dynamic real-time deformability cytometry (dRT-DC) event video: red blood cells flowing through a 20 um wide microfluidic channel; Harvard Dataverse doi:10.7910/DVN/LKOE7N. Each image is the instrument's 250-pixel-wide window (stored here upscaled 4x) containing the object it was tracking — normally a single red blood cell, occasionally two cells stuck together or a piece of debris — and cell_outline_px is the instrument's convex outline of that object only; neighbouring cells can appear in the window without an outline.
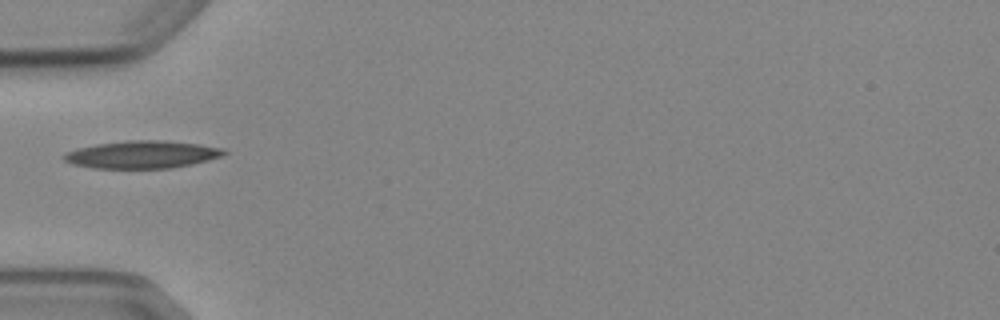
{"species": "Egyptian fruit bat (a non-hibernating species)", "species_latin": "Rousettus aegyptiacus", "temperature_condition": "cold", "stored_images_in_passage": 1, "camera_frame_rate_fps": 3000, "um_per_image_px": 0.085, "animal": {"sex": "female"}, "frame": {"image": 1, "passage_image": 1, "time_ms": 0.0, "image_size_px": [1000, 320], "cell_outline_px": [[228, 152], [224, 156], [208, 160], [172, 168], [92, 168], [72, 164], [64, 160], [60, 156], [64, 152], [76, 148], [96, 144], [128, 140], [164, 140], [200, 144], [224, 148]], "centroid_in_image_um": [12.06, 13.13], "position_along_channel_um": 72.9, "area_um2": 26.01}}